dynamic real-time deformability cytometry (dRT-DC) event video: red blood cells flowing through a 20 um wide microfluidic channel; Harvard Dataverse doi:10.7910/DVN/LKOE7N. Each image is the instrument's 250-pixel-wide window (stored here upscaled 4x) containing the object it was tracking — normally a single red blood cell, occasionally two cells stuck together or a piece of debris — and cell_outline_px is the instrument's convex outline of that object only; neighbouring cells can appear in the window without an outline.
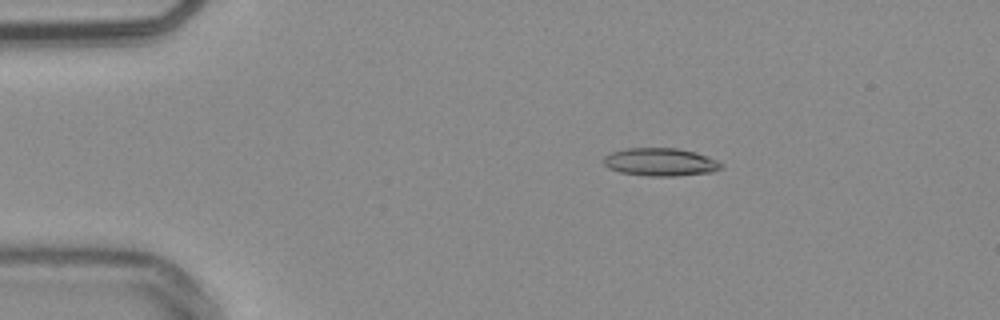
{"species": "common noctule bat (a hibernating species)", "species_latin": "Nyctalus noctula", "temperature_condition": "warm", "stored_images_in_passage": 54, "camera_frame_rate_fps": 3000, "um_per_image_px": 0.085, "animal": {"sex": "male", "body_mass_g": 20.4}, "frame": {"image": 1, "passage_image": 10, "time_ms": 3.0, "image_size_px": [1000, 320], "cell_outline_px": [[724, 168], [712, 172], [676, 176], [648, 176], [620, 172], [608, 168], [604, 164], [604, 156], [612, 152], [624, 148], [676, 148], [696, 152], [716, 160], [724, 164]], "centroid_in_image_um": [56.15, 13.77], "position_along_channel_um": 28.8, "area_um2": 19.25}}
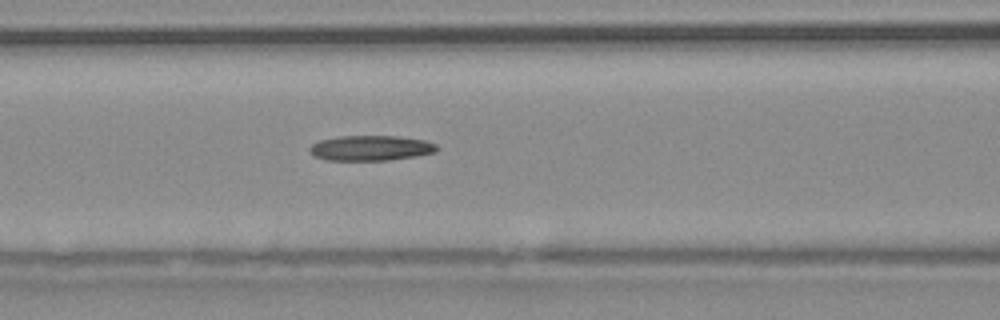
{"frame": {"image": 2, "passage_image": 23, "time_ms": 7.333, "image_size_px": [1000, 320], "cell_outline_px": [[440, 148], [436, 152], [416, 156], [388, 160], [328, 160], [316, 156], [308, 152], [308, 148], [312, 144], [320, 140], [340, 136], [396, 136], [424, 140], [436, 144]], "centroid_in_image_um": [31.52, 12.58], "position_along_channel_um": 135.1, "area_um2": 18.67}}
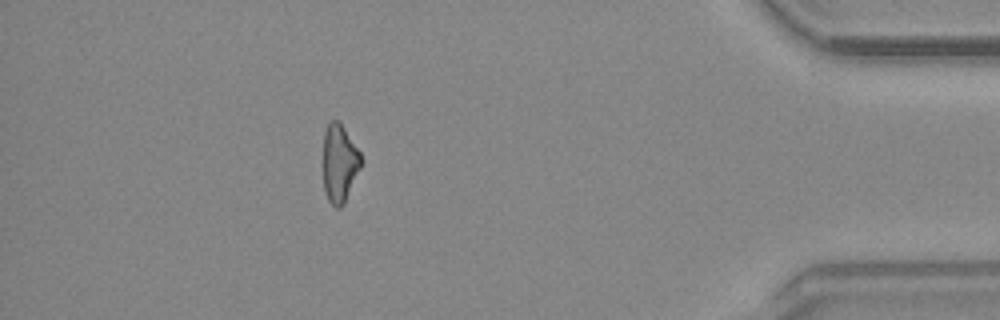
{"frame": {"image": 3, "passage_image": 48, "time_ms": 15.667, "image_size_px": [1000, 320], "cell_outline_px": [[364, 160], [344, 204], [340, 208], [336, 208], [328, 200], [324, 188], [324, 132], [328, 124], [332, 120], [336, 120], [344, 128], [360, 152]], "centroid_in_image_um": [28.88, 13.9], "position_along_channel_um": 406.3, "area_um2": 17.11}}